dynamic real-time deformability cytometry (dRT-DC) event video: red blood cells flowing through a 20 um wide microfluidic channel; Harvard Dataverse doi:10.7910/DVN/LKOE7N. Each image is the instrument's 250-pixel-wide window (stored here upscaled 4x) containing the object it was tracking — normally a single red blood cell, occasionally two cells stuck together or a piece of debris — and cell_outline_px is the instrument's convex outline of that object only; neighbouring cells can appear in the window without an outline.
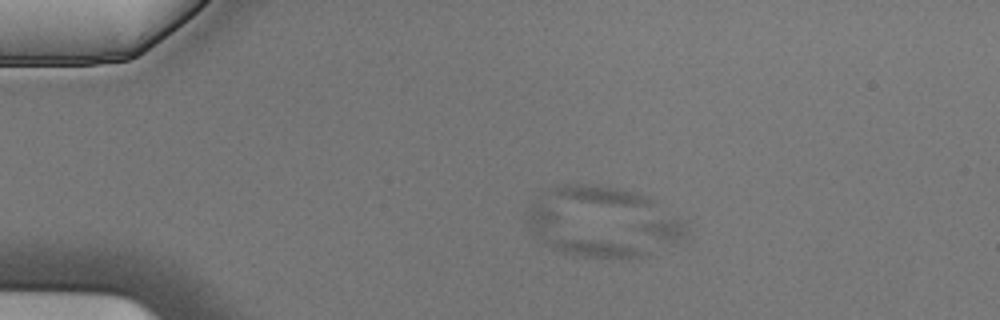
{"species": "Egyptian fruit bat (a non-hibernating species)", "species_latin": "Rousettus aegyptiacus", "temperature_condition": "cold", "stored_images_in_passage": 3, "camera_frame_rate_fps": 3000, "um_per_image_px": 0.085, "animal": {"sex": "male"}, "frame": {"image": 1, "passage_image": 2, "time_ms": 0.333, "image_size_px": [1000, 320], "cell_outline_px": [[648, 256], [632, 260], [572, 256], [560, 252], [552, 248], [532, 232], [528, 224], [528, 208], [532, 204], [540, 200], [648, 248]], "centroid_in_image_um": [49.26, 19.99], "position_along_channel_um": 35.7, "area_um2": 26.99}}